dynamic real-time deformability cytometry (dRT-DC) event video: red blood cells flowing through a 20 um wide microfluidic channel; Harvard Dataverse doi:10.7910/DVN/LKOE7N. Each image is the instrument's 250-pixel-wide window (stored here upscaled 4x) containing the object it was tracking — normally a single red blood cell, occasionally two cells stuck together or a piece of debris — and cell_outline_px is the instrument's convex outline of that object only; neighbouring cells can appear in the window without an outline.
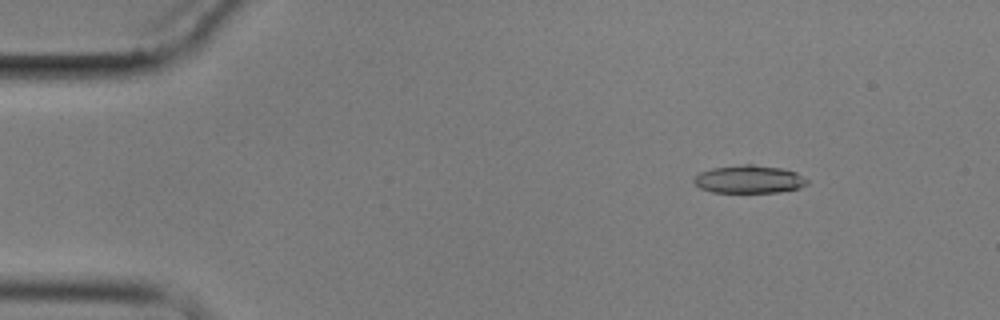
{"species": "common noctule bat (a hibernating species)", "species_latin": "Nyctalus noctula", "temperature_condition": "cold", "stored_images_in_passage": 10, "camera_frame_rate_fps": 3000, "um_per_image_px": 0.085, "animal": {"sex": "male", "body_mass_g": 17.9}, "frame": {"image": 1, "passage_image": 1, "time_ms": 0.0, "image_size_px": [1000, 320], "cell_outline_px": [[808, 184], [800, 188], [780, 192], [712, 192], [700, 188], [692, 180], [700, 172], [712, 168], [744, 164], [752, 164], [780, 168], [796, 172], [808, 180]], "centroid_in_image_um": [63.68, 15.24], "position_along_channel_um": 21.3, "area_um2": 18.38}}
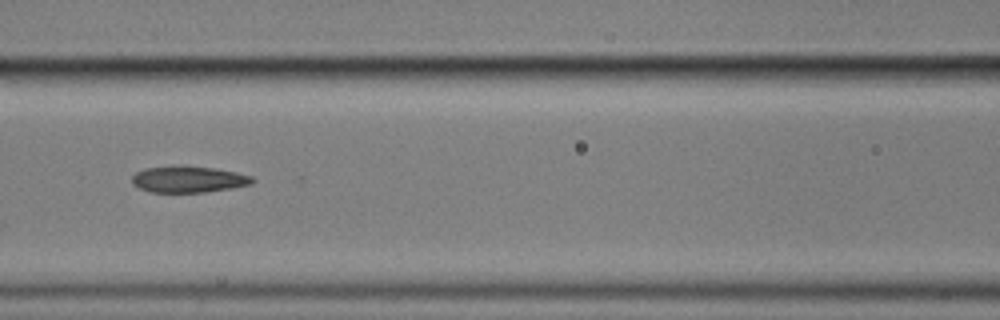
{"frame": {"image": 2, "passage_image": 6, "time_ms": 6.0, "image_size_px": [1000, 320], "cell_outline_px": [[256, 180], [252, 184], [232, 188], [204, 192], [148, 192], [132, 184], [132, 176], [136, 172], [144, 168], [212, 168], [236, 172], [252, 176]], "centroid_in_image_um": [16.05, 15.28], "position_along_channel_um": 150.6, "area_um2": 17.86}}
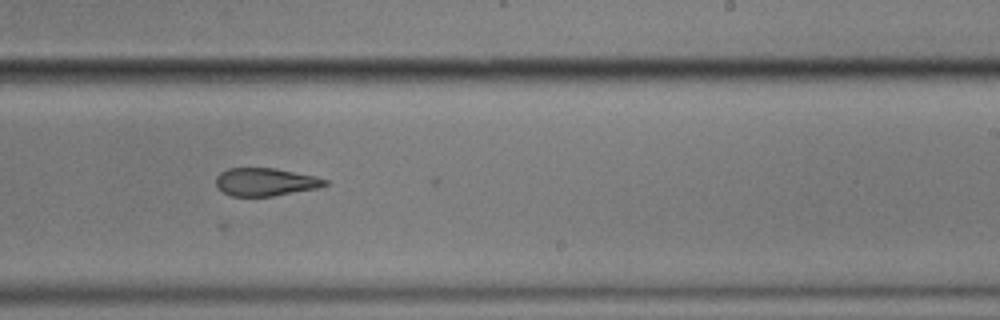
{"frame": {"image": 3, "passage_image": 9, "time_ms": 9.333, "image_size_px": [1000, 320], "cell_outline_px": [[328, 184], [320, 188], [272, 196], [232, 196], [224, 192], [216, 184], [216, 176], [220, 172], [228, 168], [276, 168], [316, 176], [328, 180]], "centroid_in_image_um": [22.6, 15.46], "position_along_channel_um": 266.4, "area_um2": 17.8}}